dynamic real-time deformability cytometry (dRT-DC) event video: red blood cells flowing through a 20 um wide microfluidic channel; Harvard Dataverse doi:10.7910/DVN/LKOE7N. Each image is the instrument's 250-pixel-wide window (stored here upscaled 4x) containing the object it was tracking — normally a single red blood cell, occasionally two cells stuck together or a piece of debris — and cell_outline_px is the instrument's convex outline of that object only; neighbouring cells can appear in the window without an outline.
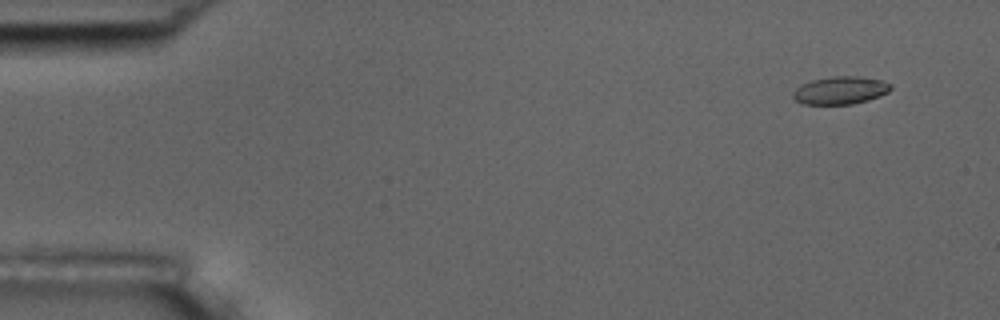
{"species": "common noctule bat (a hibernating species)", "species_latin": "Nyctalus noctula", "temperature_condition": "room temperature", "stored_images_in_passage": 5, "camera_frame_rate_fps": 3000, "um_per_image_px": 0.085, "animal": {"sex": "male", "body_mass_g": 17.5, "forearm_length_mm": 52.3}, "frame": {"image": 1, "passage_image": 2, "time_ms": 1.0, "image_size_px": [1000, 320], "cell_outline_px": [[892, 88], [888, 92], [880, 96], [868, 100], [852, 104], [804, 104], [796, 100], [792, 96], [792, 92], [796, 88], [812, 80], [832, 76], [856, 76], [880, 80], [892, 84]], "centroid_in_image_um": [71.44, 7.68], "position_along_channel_um": 13.6, "area_um2": 15.72}}
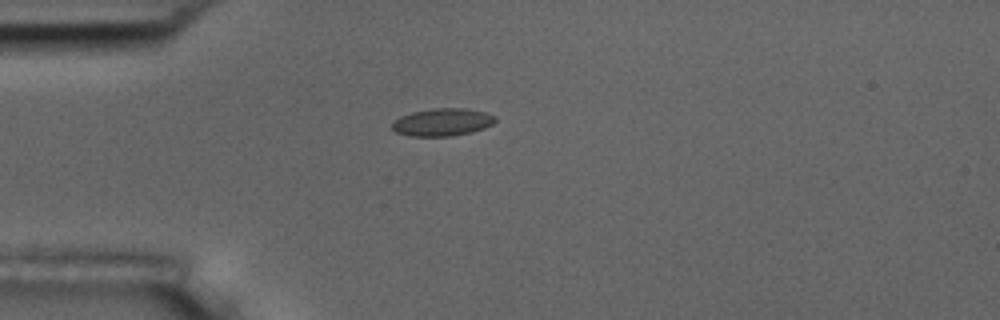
{"frame": {"image": 2, "passage_image": 5, "time_ms": 4.667, "image_size_px": [1000, 320], "cell_outline_px": [[496, 120], [492, 124], [484, 128], [472, 132], [452, 136], [408, 136], [396, 132], [392, 128], [392, 124], [400, 116], [412, 112], [432, 108], [464, 108], [484, 112], [496, 116]], "centroid_in_image_um": [37.6, 10.38], "position_along_channel_um": 47.4, "area_um2": 16.59}}